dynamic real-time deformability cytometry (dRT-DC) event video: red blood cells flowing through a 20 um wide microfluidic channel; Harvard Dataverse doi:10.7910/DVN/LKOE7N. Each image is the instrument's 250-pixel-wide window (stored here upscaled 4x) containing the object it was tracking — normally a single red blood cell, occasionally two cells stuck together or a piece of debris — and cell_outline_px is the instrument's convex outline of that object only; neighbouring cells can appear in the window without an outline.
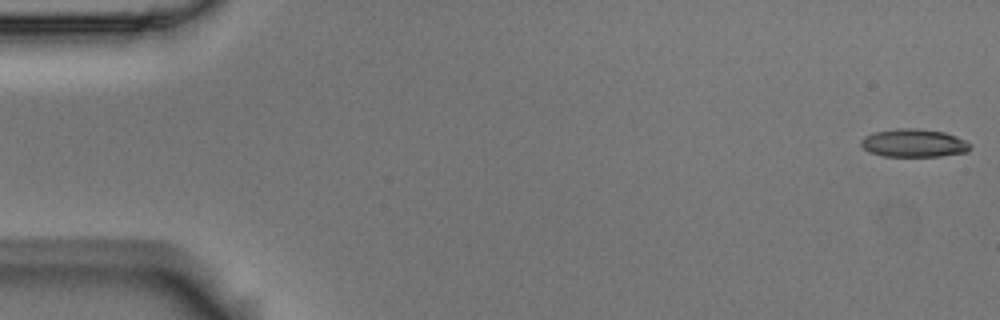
{"species": "Egyptian fruit bat (a non-hibernating species)", "species_latin": "Rousettus aegyptiacus", "temperature_condition": "room temperature", "stored_images_in_passage": 55, "camera_frame_rate_fps": 3000, "um_per_image_px": 0.085, "animal": {"sex": "male"}, "frame": {"image": 1, "passage_image": 1, "time_ms": 0.0, "image_size_px": [1000, 320], "cell_outline_px": [[972, 148], [968, 152], [940, 156], [884, 156], [868, 152], [860, 144], [860, 140], [864, 136], [872, 132], [896, 128], [916, 128], [944, 132], [956, 136], [972, 144]], "centroid_in_image_um": [77.67, 12.15], "position_along_channel_um": 7.3, "area_um2": 18.09}}
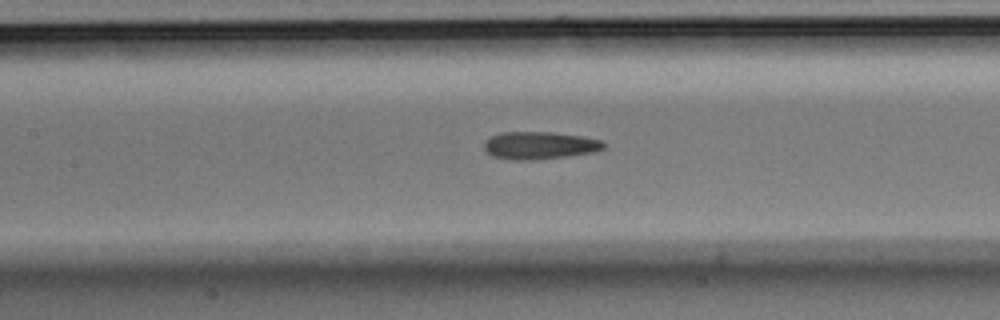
{"frame": {"image": 2, "passage_image": 25, "time_ms": 8.0, "image_size_px": [1000, 320], "cell_outline_px": [[604, 148], [596, 152], [564, 156], [528, 160], [512, 160], [492, 156], [484, 148], [484, 140], [500, 132], [552, 132], [584, 136], [600, 140], [604, 144]], "centroid_in_image_um": [45.85, 12.35], "position_along_channel_um": 161.6, "area_um2": 19.13}}
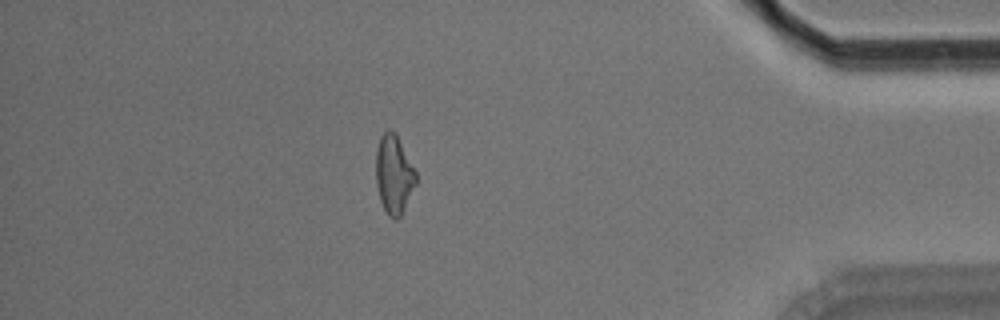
{"frame": {"image": 3, "passage_image": 48, "time_ms": 15.667, "image_size_px": [1000, 320], "cell_outline_px": [[416, 184], [400, 216], [396, 220], [388, 216], [380, 200], [376, 184], [376, 152], [380, 136], [388, 128], [396, 132], [416, 172]], "centroid_in_image_um": [33.47, 14.8], "position_along_channel_um": 401.7, "area_um2": 18.32}, "authors_computed_cell_mechanics": {"area_um2": 18.6116, "velocity_mm_per_s": 3.6606, "shape_relaxation_time_tau1_ms": null, "shape_relaxation_time_tau2_ms": 3.6939, "deformation_change_tau1": null, "deformation_change_tau2": 0.1425}}